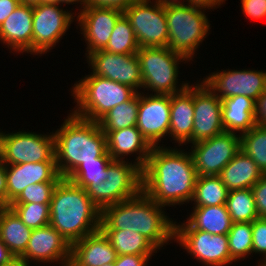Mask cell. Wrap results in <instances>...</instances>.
<instances>
[{"mask_svg":"<svg viewBox=\"0 0 266 266\" xmlns=\"http://www.w3.org/2000/svg\"><path fill=\"white\" fill-rule=\"evenodd\" d=\"M176 147H153L142 169V191L169 209L191 203L198 177L188 146Z\"/></svg>","mask_w":266,"mask_h":266,"instance_id":"cell-1","label":"cell"},{"mask_svg":"<svg viewBox=\"0 0 266 266\" xmlns=\"http://www.w3.org/2000/svg\"><path fill=\"white\" fill-rule=\"evenodd\" d=\"M165 210V206L141 191L133 198L105 207L100 230L137 232L160 252L167 244L173 243L175 234V219L170 218Z\"/></svg>","mask_w":266,"mask_h":266,"instance_id":"cell-2","label":"cell"},{"mask_svg":"<svg viewBox=\"0 0 266 266\" xmlns=\"http://www.w3.org/2000/svg\"><path fill=\"white\" fill-rule=\"evenodd\" d=\"M101 214L85 189L67 178L59 180L51 197L49 224L70 245L100 230Z\"/></svg>","mask_w":266,"mask_h":266,"instance_id":"cell-3","label":"cell"},{"mask_svg":"<svg viewBox=\"0 0 266 266\" xmlns=\"http://www.w3.org/2000/svg\"><path fill=\"white\" fill-rule=\"evenodd\" d=\"M53 133L56 167L62 178L81 163L96 161L107 152L106 135L98 122L77 117L71 111Z\"/></svg>","mask_w":266,"mask_h":266,"instance_id":"cell-4","label":"cell"},{"mask_svg":"<svg viewBox=\"0 0 266 266\" xmlns=\"http://www.w3.org/2000/svg\"><path fill=\"white\" fill-rule=\"evenodd\" d=\"M79 187L102 211L142 191V169L130 161L113 160L104 173L88 177H67Z\"/></svg>","mask_w":266,"mask_h":266,"instance_id":"cell-5","label":"cell"},{"mask_svg":"<svg viewBox=\"0 0 266 266\" xmlns=\"http://www.w3.org/2000/svg\"><path fill=\"white\" fill-rule=\"evenodd\" d=\"M79 79L70 88L73 103L76 102L70 111L89 121L98 122L112 108L128 101L136 93L130 86L93 75L91 72Z\"/></svg>","mask_w":266,"mask_h":266,"instance_id":"cell-6","label":"cell"},{"mask_svg":"<svg viewBox=\"0 0 266 266\" xmlns=\"http://www.w3.org/2000/svg\"><path fill=\"white\" fill-rule=\"evenodd\" d=\"M208 9L188 4L165 5L164 11L168 27L167 47L189 63L194 61L198 49L209 36L212 28L208 19Z\"/></svg>","mask_w":266,"mask_h":266,"instance_id":"cell-7","label":"cell"},{"mask_svg":"<svg viewBox=\"0 0 266 266\" xmlns=\"http://www.w3.org/2000/svg\"><path fill=\"white\" fill-rule=\"evenodd\" d=\"M136 54L140 62L143 82L141 92L173 95L191 84L188 80L180 83L179 79V65L189 64V61L168 47H140Z\"/></svg>","mask_w":266,"mask_h":266,"instance_id":"cell-8","label":"cell"},{"mask_svg":"<svg viewBox=\"0 0 266 266\" xmlns=\"http://www.w3.org/2000/svg\"><path fill=\"white\" fill-rule=\"evenodd\" d=\"M15 131L3 132L0 128V159L5 165L56 162L53 131Z\"/></svg>","mask_w":266,"mask_h":266,"instance_id":"cell-9","label":"cell"},{"mask_svg":"<svg viewBox=\"0 0 266 266\" xmlns=\"http://www.w3.org/2000/svg\"><path fill=\"white\" fill-rule=\"evenodd\" d=\"M58 3L33 5L32 55L38 57L54 49L76 22V14ZM75 20V21H74Z\"/></svg>","mask_w":266,"mask_h":266,"instance_id":"cell-10","label":"cell"},{"mask_svg":"<svg viewBox=\"0 0 266 266\" xmlns=\"http://www.w3.org/2000/svg\"><path fill=\"white\" fill-rule=\"evenodd\" d=\"M123 14L133 28L139 47H167L168 27L164 4L156 0H139Z\"/></svg>","mask_w":266,"mask_h":266,"instance_id":"cell-11","label":"cell"},{"mask_svg":"<svg viewBox=\"0 0 266 266\" xmlns=\"http://www.w3.org/2000/svg\"><path fill=\"white\" fill-rule=\"evenodd\" d=\"M237 69L207 73L201 80L221 100L242 95L256 101L266 90V70Z\"/></svg>","mask_w":266,"mask_h":266,"instance_id":"cell-12","label":"cell"},{"mask_svg":"<svg viewBox=\"0 0 266 266\" xmlns=\"http://www.w3.org/2000/svg\"><path fill=\"white\" fill-rule=\"evenodd\" d=\"M189 152L197 176L220 175L222 169L241 150L240 135L223 132L209 139L195 142Z\"/></svg>","mask_w":266,"mask_h":266,"instance_id":"cell-13","label":"cell"},{"mask_svg":"<svg viewBox=\"0 0 266 266\" xmlns=\"http://www.w3.org/2000/svg\"><path fill=\"white\" fill-rule=\"evenodd\" d=\"M203 266H231L227 235H213L201 230H175L174 243Z\"/></svg>","mask_w":266,"mask_h":266,"instance_id":"cell-14","label":"cell"},{"mask_svg":"<svg viewBox=\"0 0 266 266\" xmlns=\"http://www.w3.org/2000/svg\"><path fill=\"white\" fill-rule=\"evenodd\" d=\"M88 68L93 75L130 86L140 93L142 76L137 54H116L103 49L86 56Z\"/></svg>","mask_w":266,"mask_h":266,"instance_id":"cell-15","label":"cell"},{"mask_svg":"<svg viewBox=\"0 0 266 266\" xmlns=\"http://www.w3.org/2000/svg\"><path fill=\"white\" fill-rule=\"evenodd\" d=\"M171 95L139 93L136 126L152 147L167 140L170 130Z\"/></svg>","mask_w":266,"mask_h":266,"instance_id":"cell-16","label":"cell"},{"mask_svg":"<svg viewBox=\"0 0 266 266\" xmlns=\"http://www.w3.org/2000/svg\"><path fill=\"white\" fill-rule=\"evenodd\" d=\"M71 245L50 224L33 229L25 252L17 259L27 266L35 264L68 266ZM56 262V263H55ZM34 263V265L32 264ZM49 263V264H48ZM54 263V264H53Z\"/></svg>","mask_w":266,"mask_h":266,"instance_id":"cell-17","label":"cell"},{"mask_svg":"<svg viewBox=\"0 0 266 266\" xmlns=\"http://www.w3.org/2000/svg\"><path fill=\"white\" fill-rule=\"evenodd\" d=\"M122 15L121 9L97 6H86L76 14L75 26L87 46L85 57L107 46L115 23Z\"/></svg>","mask_w":266,"mask_h":266,"instance_id":"cell-18","label":"cell"},{"mask_svg":"<svg viewBox=\"0 0 266 266\" xmlns=\"http://www.w3.org/2000/svg\"><path fill=\"white\" fill-rule=\"evenodd\" d=\"M193 104V143L225 132L222 125V100L201 79L193 83Z\"/></svg>","mask_w":266,"mask_h":266,"instance_id":"cell-19","label":"cell"},{"mask_svg":"<svg viewBox=\"0 0 266 266\" xmlns=\"http://www.w3.org/2000/svg\"><path fill=\"white\" fill-rule=\"evenodd\" d=\"M32 34V4L21 3L0 25V43L10 50V54L32 55Z\"/></svg>","mask_w":266,"mask_h":266,"instance_id":"cell-20","label":"cell"},{"mask_svg":"<svg viewBox=\"0 0 266 266\" xmlns=\"http://www.w3.org/2000/svg\"><path fill=\"white\" fill-rule=\"evenodd\" d=\"M103 133L106 135L107 151L112 160L125 161L126 159L141 169L145 167L153 147L143 137L137 126L115 131H103ZM132 156L134 158L131 160L130 157Z\"/></svg>","mask_w":266,"mask_h":266,"instance_id":"cell-21","label":"cell"},{"mask_svg":"<svg viewBox=\"0 0 266 266\" xmlns=\"http://www.w3.org/2000/svg\"><path fill=\"white\" fill-rule=\"evenodd\" d=\"M61 178L56 162L6 165L7 207L29 185L40 182H59Z\"/></svg>","mask_w":266,"mask_h":266,"instance_id":"cell-22","label":"cell"},{"mask_svg":"<svg viewBox=\"0 0 266 266\" xmlns=\"http://www.w3.org/2000/svg\"><path fill=\"white\" fill-rule=\"evenodd\" d=\"M117 256L108 238L98 230L71 244L68 266H101L115 262Z\"/></svg>","mask_w":266,"mask_h":266,"instance_id":"cell-23","label":"cell"},{"mask_svg":"<svg viewBox=\"0 0 266 266\" xmlns=\"http://www.w3.org/2000/svg\"><path fill=\"white\" fill-rule=\"evenodd\" d=\"M194 104L193 83L171 95L169 137L178 147L193 144Z\"/></svg>","mask_w":266,"mask_h":266,"instance_id":"cell-24","label":"cell"},{"mask_svg":"<svg viewBox=\"0 0 266 266\" xmlns=\"http://www.w3.org/2000/svg\"><path fill=\"white\" fill-rule=\"evenodd\" d=\"M186 220L180 224L175 220V230H201L213 235H227L232 226L226 204L217 206L191 207Z\"/></svg>","mask_w":266,"mask_h":266,"instance_id":"cell-25","label":"cell"},{"mask_svg":"<svg viewBox=\"0 0 266 266\" xmlns=\"http://www.w3.org/2000/svg\"><path fill=\"white\" fill-rule=\"evenodd\" d=\"M255 101L237 95L222 99V125L225 132L242 135L255 125Z\"/></svg>","mask_w":266,"mask_h":266,"instance_id":"cell-26","label":"cell"},{"mask_svg":"<svg viewBox=\"0 0 266 266\" xmlns=\"http://www.w3.org/2000/svg\"><path fill=\"white\" fill-rule=\"evenodd\" d=\"M264 174L257 164L242 150L222 169L223 184L229 191L252 188Z\"/></svg>","mask_w":266,"mask_h":266,"instance_id":"cell-27","label":"cell"},{"mask_svg":"<svg viewBox=\"0 0 266 266\" xmlns=\"http://www.w3.org/2000/svg\"><path fill=\"white\" fill-rule=\"evenodd\" d=\"M32 230L10 207H0V239L16 259L25 252Z\"/></svg>","mask_w":266,"mask_h":266,"instance_id":"cell-28","label":"cell"},{"mask_svg":"<svg viewBox=\"0 0 266 266\" xmlns=\"http://www.w3.org/2000/svg\"><path fill=\"white\" fill-rule=\"evenodd\" d=\"M117 255H155L157 249L141 234L129 230H101Z\"/></svg>","mask_w":266,"mask_h":266,"instance_id":"cell-29","label":"cell"},{"mask_svg":"<svg viewBox=\"0 0 266 266\" xmlns=\"http://www.w3.org/2000/svg\"><path fill=\"white\" fill-rule=\"evenodd\" d=\"M228 193L219 175L198 176L190 205L204 207L226 204Z\"/></svg>","mask_w":266,"mask_h":266,"instance_id":"cell-30","label":"cell"},{"mask_svg":"<svg viewBox=\"0 0 266 266\" xmlns=\"http://www.w3.org/2000/svg\"><path fill=\"white\" fill-rule=\"evenodd\" d=\"M139 106V93L136 92L128 101L116 105L98 124L102 131H115L136 126Z\"/></svg>","mask_w":266,"mask_h":266,"instance_id":"cell-31","label":"cell"},{"mask_svg":"<svg viewBox=\"0 0 266 266\" xmlns=\"http://www.w3.org/2000/svg\"><path fill=\"white\" fill-rule=\"evenodd\" d=\"M226 206L233 223L253 222L258 218L252 188L229 191Z\"/></svg>","mask_w":266,"mask_h":266,"instance_id":"cell-32","label":"cell"},{"mask_svg":"<svg viewBox=\"0 0 266 266\" xmlns=\"http://www.w3.org/2000/svg\"><path fill=\"white\" fill-rule=\"evenodd\" d=\"M139 48L133 28L123 14L115 23L109 42L103 50L116 54H136Z\"/></svg>","mask_w":266,"mask_h":266,"instance_id":"cell-33","label":"cell"},{"mask_svg":"<svg viewBox=\"0 0 266 266\" xmlns=\"http://www.w3.org/2000/svg\"><path fill=\"white\" fill-rule=\"evenodd\" d=\"M227 237L230 257L235 264L252 257V222L232 223Z\"/></svg>","mask_w":266,"mask_h":266,"instance_id":"cell-34","label":"cell"},{"mask_svg":"<svg viewBox=\"0 0 266 266\" xmlns=\"http://www.w3.org/2000/svg\"><path fill=\"white\" fill-rule=\"evenodd\" d=\"M241 150L266 174V127L255 125L240 136Z\"/></svg>","mask_w":266,"mask_h":266,"instance_id":"cell-35","label":"cell"},{"mask_svg":"<svg viewBox=\"0 0 266 266\" xmlns=\"http://www.w3.org/2000/svg\"><path fill=\"white\" fill-rule=\"evenodd\" d=\"M9 207L31 229L46 226L50 222V204L11 203Z\"/></svg>","mask_w":266,"mask_h":266,"instance_id":"cell-36","label":"cell"},{"mask_svg":"<svg viewBox=\"0 0 266 266\" xmlns=\"http://www.w3.org/2000/svg\"><path fill=\"white\" fill-rule=\"evenodd\" d=\"M58 182H40L29 185L12 203L50 204L53 190Z\"/></svg>","mask_w":266,"mask_h":266,"instance_id":"cell-37","label":"cell"},{"mask_svg":"<svg viewBox=\"0 0 266 266\" xmlns=\"http://www.w3.org/2000/svg\"><path fill=\"white\" fill-rule=\"evenodd\" d=\"M259 254V265L266 259V218L258 217L252 222V256Z\"/></svg>","mask_w":266,"mask_h":266,"instance_id":"cell-38","label":"cell"},{"mask_svg":"<svg viewBox=\"0 0 266 266\" xmlns=\"http://www.w3.org/2000/svg\"><path fill=\"white\" fill-rule=\"evenodd\" d=\"M112 158L108 151L101 157L96 158V161L81 163L68 177H88L97 176L107 169V166L112 162Z\"/></svg>","mask_w":266,"mask_h":266,"instance_id":"cell-39","label":"cell"},{"mask_svg":"<svg viewBox=\"0 0 266 266\" xmlns=\"http://www.w3.org/2000/svg\"><path fill=\"white\" fill-rule=\"evenodd\" d=\"M239 4L246 19L258 21L266 18V0H240Z\"/></svg>","mask_w":266,"mask_h":266,"instance_id":"cell-40","label":"cell"},{"mask_svg":"<svg viewBox=\"0 0 266 266\" xmlns=\"http://www.w3.org/2000/svg\"><path fill=\"white\" fill-rule=\"evenodd\" d=\"M258 217L266 218V174L252 187Z\"/></svg>","mask_w":266,"mask_h":266,"instance_id":"cell-41","label":"cell"},{"mask_svg":"<svg viewBox=\"0 0 266 266\" xmlns=\"http://www.w3.org/2000/svg\"><path fill=\"white\" fill-rule=\"evenodd\" d=\"M154 255H118L114 266H149Z\"/></svg>","mask_w":266,"mask_h":266,"instance_id":"cell-42","label":"cell"},{"mask_svg":"<svg viewBox=\"0 0 266 266\" xmlns=\"http://www.w3.org/2000/svg\"><path fill=\"white\" fill-rule=\"evenodd\" d=\"M139 0H86V6L112 7L125 10L133 2Z\"/></svg>","mask_w":266,"mask_h":266,"instance_id":"cell-43","label":"cell"},{"mask_svg":"<svg viewBox=\"0 0 266 266\" xmlns=\"http://www.w3.org/2000/svg\"><path fill=\"white\" fill-rule=\"evenodd\" d=\"M254 119L256 125L266 127V90L255 101Z\"/></svg>","mask_w":266,"mask_h":266,"instance_id":"cell-44","label":"cell"},{"mask_svg":"<svg viewBox=\"0 0 266 266\" xmlns=\"http://www.w3.org/2000/svg\"><path fill=\"white\" fill-rule=\"evenodd\" d=\"M20 4V0H0V25Z\"/></svg>","mask_w":266,"mask_h":266,"instance_id":"cell-45","label":"cell"},{"mask_svg":"<svg viewBox=\"0 0 266 266\" xmlns=\"http://www.w3.org/2000/svg\"><path fill=\"white\" fill-rule=\"evenodd\" d=\"M0 207H7L6 165L0 159Z\"/></svg>","mask_w":266,"mask_h":266,"instance_id":"cell-46","label":"cell"},{"mask_svg":"<svg viewBox=\"0 0 266 266\" xmlns=\"http://www.w3.org/2000/svg\"><path fill=\"white\" fill-rule=\"evenodd\" d=\"M15 262H17L16 257L0 239V266H12Z\"/></svg>","mask_w":266,"mask_h":266,"instance_id":"cell-47","label":"cell"},{"mask_svg":"<svg viewBox=\"0 0 266 266\" xmlns=\"http://www.w3.org/2000/svg\"><path fill=\"white\" fill-rule=\"evenodd\" d=\"M57 3L62 5L63 7L65 5H79V7L77 6L75 9L79 8V11L76 12L75 10V14L79 13L84 7H86V0H57Z\"/></svg>","mask_w":266,"mask_h":266,"instance_id":"cell-48","label":"cell"},{"mask_svg":"<svg viewBox=\"0 0 266 266\" xmlns=\"http://www.w3.org/2000/svg\"><path fill=\"white\" fill-rule=\"evenodd\" d=\"M23 4H50L57 3V0H20Z\"/></svg>","mask_w":266,"mask_h":266,"instance_id":"cell-49","label":"cell"},{"mask_svg":"<svg viewBox=\"0 0 266 266\" xmlns=\"http://www.w3.org/2000/svg\"><path fill=\"white\" fill-rule=\"evenodd\" d=\"M165 5H180V4H188V0H156Z\"/></svg>","mask_w":266,"mask_h":266,"instance_id":"cell-50","label":"cell"},{"mask_svg":"<svg viewBox=\"0 0 266 266\" xmlns=\"http://www.w3.org/2000/svg\"><path fill=\"white\" fill-rule=\"evenodd\" d=\"M12 266H27V265L22 263V262H20V261H17Z\"/></svg>","mask_w":266,"mask_h":266,"instance_id":"cell-51","label":"cell"},{"mask_svg":"<svg viewBox=\"0 0 266 266\" xmlns=\"http://www.w3.org/2000/svg\"><path fill=\"white\" fill-rule=\"evenodd\" d=\"M256 266H266V259L263 262H261L259 265H256Z\"/></svg>","mask_w":266,"mask_h":266,"instance_id":"cell-52","label":"cell"},{"mask_svg":"<svg viewBox=\"0 0 266 266\" xmlns=\"http://www.w3.org/2000/svg\"><path fill=\"white\" fill-rule=\"evenodd\" d=\"M101 266H114V262L113 263L104 264V265H101Z\"/></svg>","mask_w":266,"mask_h":266,"instance_id":"cell-53","label":"cell"}]
</instances>
